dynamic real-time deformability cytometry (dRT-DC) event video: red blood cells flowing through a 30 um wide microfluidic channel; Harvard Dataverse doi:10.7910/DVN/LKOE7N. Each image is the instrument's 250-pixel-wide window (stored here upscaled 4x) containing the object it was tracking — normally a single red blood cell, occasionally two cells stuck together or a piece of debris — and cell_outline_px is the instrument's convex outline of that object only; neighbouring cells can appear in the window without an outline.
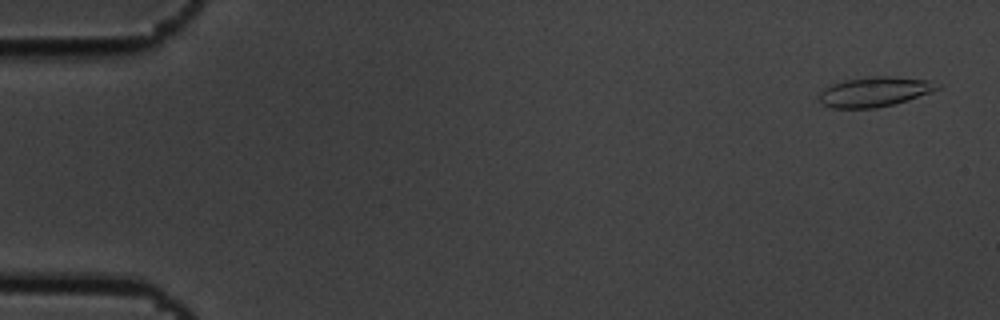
{"species": "common noctule bat (a hibernating species)", "species_latin": "Nyctalus noctula", "temperature_condition": "cold", "stored_images_in_passage": 55, "camera_frame_rate_fps": 3000, "um_per_image_px": 0.085, "animal": {"sex": "male", "body_mass_g": 19.5, "forearm_length_mm": 54.6}, "frame": {"image": 1, "passage_image": 2, "time_ms": 0.333, "image_size_px": [1000, 320], "cell_outline_px": [[944, 84], [940, 88], [932, 92], [908, 100], [876, 108], [832, 108], [820, 104], [820, 92], [824, 88], [832, 84], [844, 80], [868, 76], [892, 76], [928, 80]], "centroid_in_image_um": [74.37, 7.79], "position_along_channel_um": 10.6, "area_um2": 20.75}}
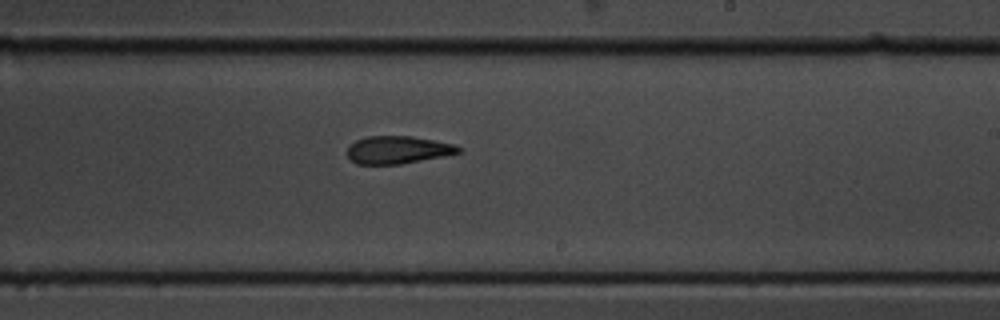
{"frame": {"image": 2, "passage_image": 33, "time_ms": 10.667, "image_size_px": [1000, 320], "cell_outline_px": [[460, 152], [400, 164], [356, 164], [348, 156], [348, 148], [356, 140], [368, 136], [412, 136], [452, 144], [460, 148]], "centroid_in_image_um": [33.76, 12.73], "position_along_channel_um": 255.2, "area_um2": 17.46}}
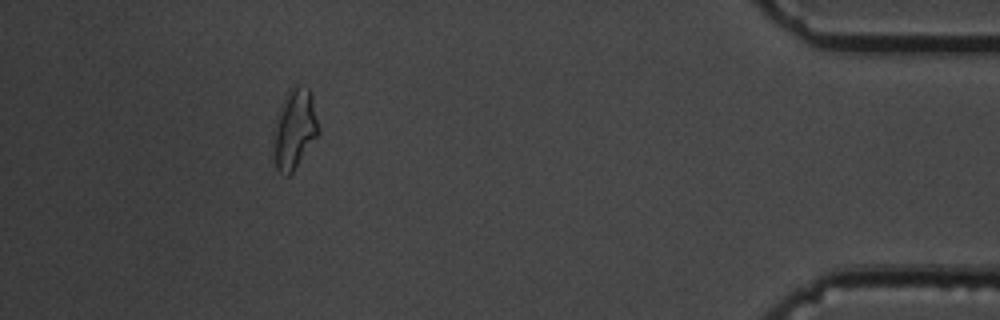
{"frame": {"image": 3, "passage_image": 50, "time_ms": 16.333, "image_size_px": [1000, 320], "cell_outline_px": [[320, 132], [292, 172], [288, 176], [284, 176], [276, 168], [272, 132], [276, 116], [280, 104], [288, 88], [292, 84], [300, 84], [308, 88], [312, 96]], "centroid_in_image_um": [25.01, 10.9], "position_along_channel_um": 410.2, "area_um2": 21.27}, "authors_computed_cell_mechanics": {"area_um2": 18.9584, "velocity_mm_per_s": 3.6649, "shape_relaxation_time_tau1_ms": 5.0786, "shape_relaxation_time_tau2_ms": 2.9402, "deformation_change_tau1": 0.1403, "deformation_change_tau2": 0.0964}}